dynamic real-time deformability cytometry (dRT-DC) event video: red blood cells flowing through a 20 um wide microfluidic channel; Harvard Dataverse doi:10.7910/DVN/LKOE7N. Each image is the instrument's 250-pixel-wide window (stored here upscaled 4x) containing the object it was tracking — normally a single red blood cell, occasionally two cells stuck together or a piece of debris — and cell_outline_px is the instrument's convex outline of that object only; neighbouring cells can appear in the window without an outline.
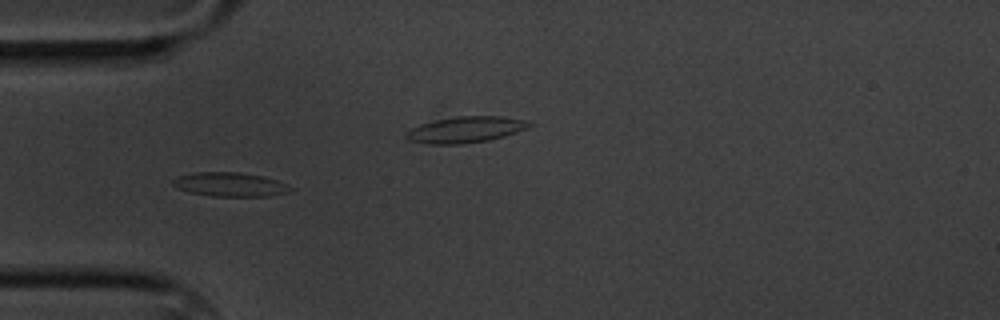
{"species": "common noctule bat (a hibernating species)", "species_latin": "Nyctalus noctula", "temperature_condition": "cold", "stored_images_in_passage": 16, "camera_frame_rate_fps": 3000, "um_per_image_px": 0.085, "animal": {"sex": "male", "body_mass_g": 20.1, "forearm_length_mm": 53.5}, "frame": {"image": 1, "passage_image": 5, "time_ms": 5.333, "image_size_px": [1000, 320], "cell_outline_px": [[292, 188], [288, 192], [268, 196], [212, 196], [188, 192], [176, 188], [172, 184], [172, 180], [176, 176], [196, 172], [240, 172], [264, 176], [276, 180]], "centroid_in_image_um": [19.48, 15.67], "position_along_channel_um": 65.5, "area_um2": 16.47}}
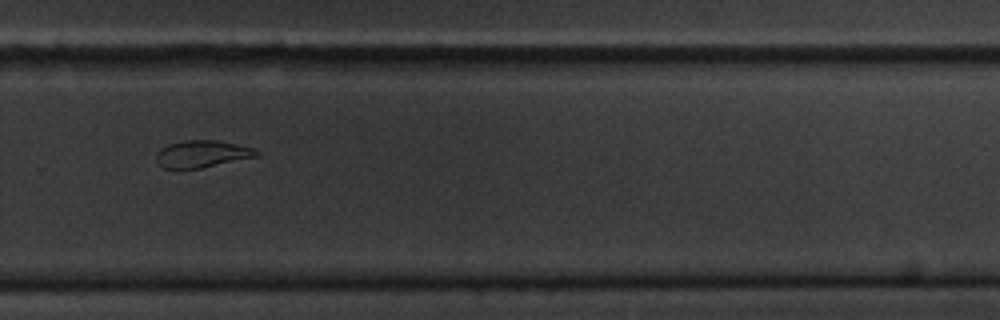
{"frame": {"image": 2, "passage_image": 12, "time_ms": 13.667, "image_size_px": [1000, 320], "cell_outline_px": [[260, 156], [180, 172], [164, 168], [156, 160], [156, 152], [160, 148], [168, 144], [184, 140], [216, 140], [236, 144], [252, 148], [260, 152]], "centroid_in_image_um": [17.12, 13.12], "position_along_channel_um": 312.7, "area_um2": 16.3}}
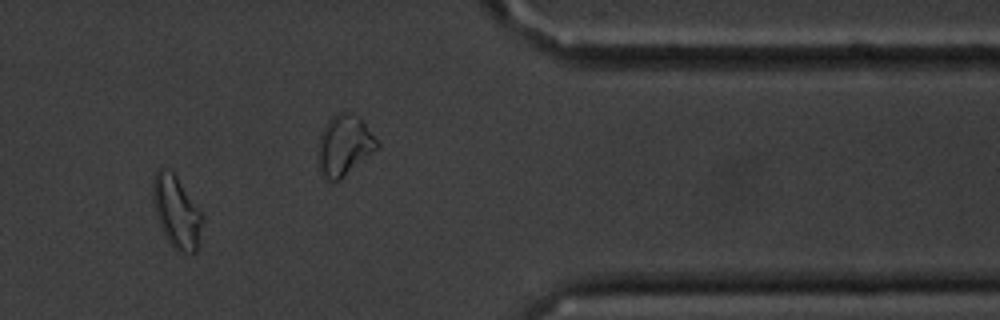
{"frame": {"image": 3, "passage_image": 14, "time_ms": 16.0, "image_size_px": [1000, 320], "cell_outline_px": [[200, 224], [196, 252], [176, 252], [172, 248], [156, 216], [152, 200], [152, 176], [160, 168], [172, 172], [176, 176], [200, 212]], "centroid_in_image_um": [14.93, 18.0], "position_along_channel_um": 396.5, "area_um2": 20.0}, "authors_computed_cell_mechanics": {"area_um2": 16.0106, "velocity_mm_per_s": 3.3864, "shape_relaxation_time_tau1_ms": 1.8907, "shape_relaxation_time_tau2_ms": null, "deformation_change_tau1": 0.0728, "deformation_change_tau2": null}}